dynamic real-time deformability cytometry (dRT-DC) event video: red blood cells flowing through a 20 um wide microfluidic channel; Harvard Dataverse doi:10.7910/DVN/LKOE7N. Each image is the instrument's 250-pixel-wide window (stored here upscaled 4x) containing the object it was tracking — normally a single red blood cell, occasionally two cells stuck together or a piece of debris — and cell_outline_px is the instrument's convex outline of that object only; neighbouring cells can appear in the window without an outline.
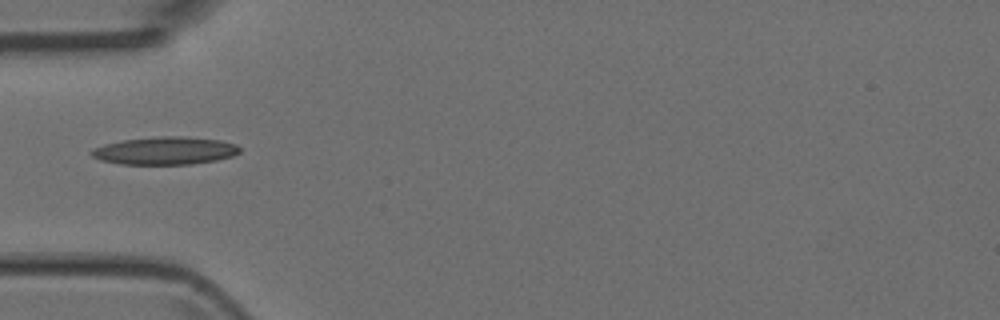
{"species": "Egyptian fruit bat (a non-hibernating species)", "species_latin": "Rousettus aegyptiacus", "temperature_condition": "room temperature", "stored_images_in_passage": 6, "camera_frame_rate_fps": 3000, "um_per_image_px": 0.085, "animal": {"sex": "female"}, "frame": {"image": 1, "passage_image": 4, "time_ms": 4.333, "image_size_px": [1000, 320], "cell_outline_px": [[240, 152], [232, 156], [216, 160], [192, 164], [120, 164], [100, 160], [92, 156], [88, 152], [92, 148], [104, 144], [124, 140], [160, 136], [180, 136], [220, 140], [236, 144], [240, 148]], "centroid_in_image_um": [14.0, 12.81], "position_along_channel_um": 71.0, "area_um2": 23.99}}
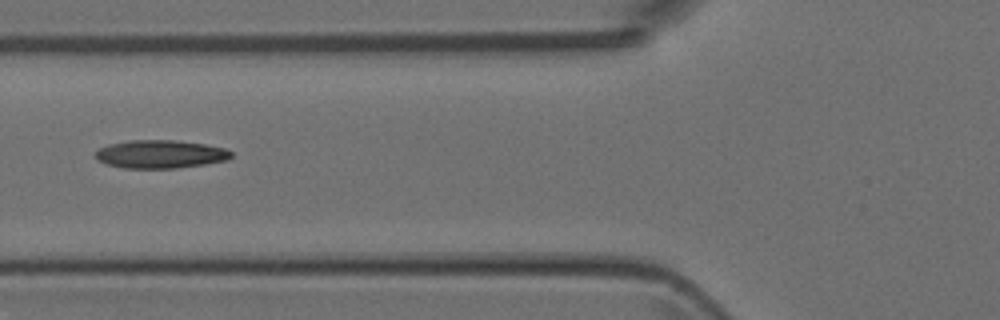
{"frame": {"image": 2, "passage_image": 5, "time_ms": 5.333, "image_size_px": [1000, 320], "cell_outline_px": [[232, 156], [228, 160], [204, 164], [176, 168], [124, 168], [108, 164], [96, 160], [96, 152], [100, 148], [108, 144], [128, 140], [176, 140], [204, 144], [224, 148], [232, 152]], "centroid_in_image_um": [13.63, 13.1], "position_along_channel_um": 112.2, "area_um2": 22.25}}
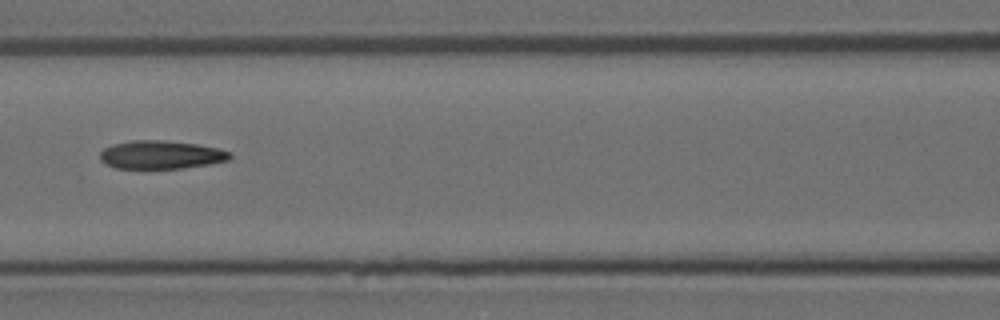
{"frame": {"image": 3, "passage_image": 6, "time_ms": 6.333, "image_size_px": [1000, 320], "cell_outline_px": [[232, 156], [228, 160], [208, 164], [180, 168], [116, 168], [104, 164], [100, 160], [100, 152], [104, 148], [112, 144], [132, 140], [164, 140], [196, 144], [220, 148], [232, 152]], "centroid_in_image_um": [13.67, 13.14], "position_along_channel_um": 152.9, "area_um2": 21.5}}